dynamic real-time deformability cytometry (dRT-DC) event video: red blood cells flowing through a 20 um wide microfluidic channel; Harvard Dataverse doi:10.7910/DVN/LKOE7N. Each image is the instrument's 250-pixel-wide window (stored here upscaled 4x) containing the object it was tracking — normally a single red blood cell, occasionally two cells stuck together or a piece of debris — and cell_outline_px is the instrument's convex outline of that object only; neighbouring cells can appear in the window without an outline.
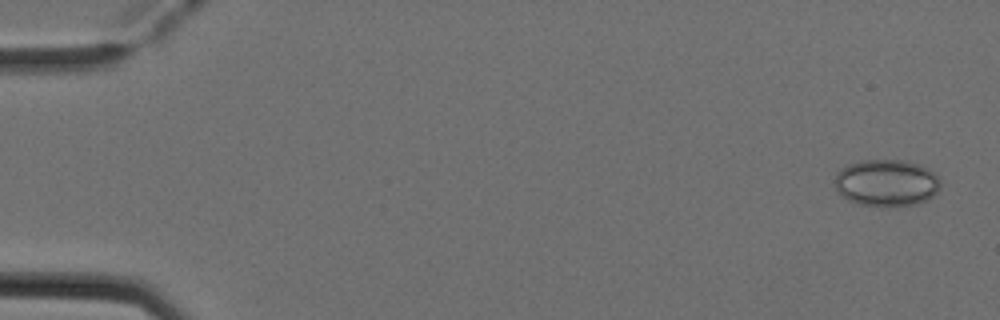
{"species": "Egyptian fruit bat (a non-hibernating species)", "species_latin": "Rousettus aegyptiacus", "temperature_condition": "cold", "stored_images_in_passage": 5, "camera_frame_rate_fps": 3000, "um_per_image_px": 0.085, "animal": {"sex": "female"}, "frame": {"image": 1, "passage_image": 1, "time_ms": 0.0, "image_size_px": [1000, 320], "cell_outline_px": [[940, 188], [928, 200], [916, 204], [860, 204], [848, 200], [836, 188], [836, 172], [840, 168], [848, 164], [860, 160], [904, 160], [920, 164], [928, 168], [940, 180]], "centroid_in_image_um": [75.36, 15.5], "position_along_channel_um": 9.6, "area_um2": 28.38}}